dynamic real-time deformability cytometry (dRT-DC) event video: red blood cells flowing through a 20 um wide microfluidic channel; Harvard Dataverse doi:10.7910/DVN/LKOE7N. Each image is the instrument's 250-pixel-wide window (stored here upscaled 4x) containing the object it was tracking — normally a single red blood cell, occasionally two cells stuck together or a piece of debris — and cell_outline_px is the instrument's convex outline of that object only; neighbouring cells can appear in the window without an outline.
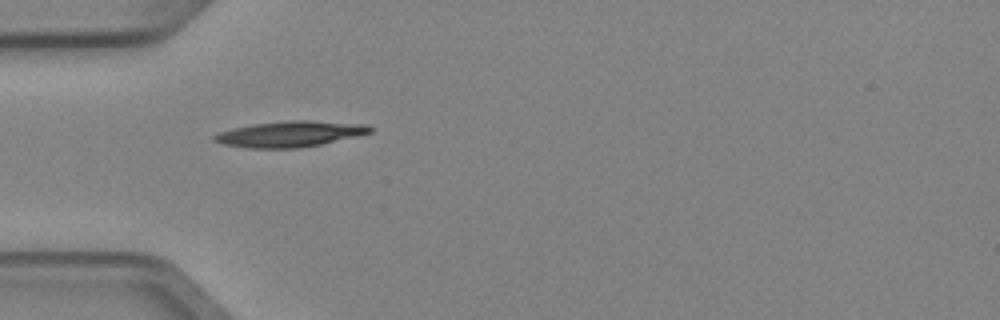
{"species": "Egyptian fruit bat (a non-hibernating species)", "species_latin": "Rousettus aegyptiacus", "temperature_condition": "cold", "stored_images_in_passage": 8, "camera_frame_rate_fps": 3000, "um_per_image_px": 0.085, "animal": {"sex": "female"}, "frame": {"image": 1, "passage_image": 6, "time_ms": 1.667, "image_size_px": [1000, 320], "cell_outline_px": [[372, 132], [356, 136], [320, 144], [300, 148], [248, 148], [224, 144], [212, 140], [212, 136], [220, 132], [232, 128], [252, 124], [292, 120], [308, 120], [368, 124], [372, 128]], "centroid_in_image_um": [24.64, 11.38], "position_along_channel_um": 60.4, "area_um2": 23.35}}
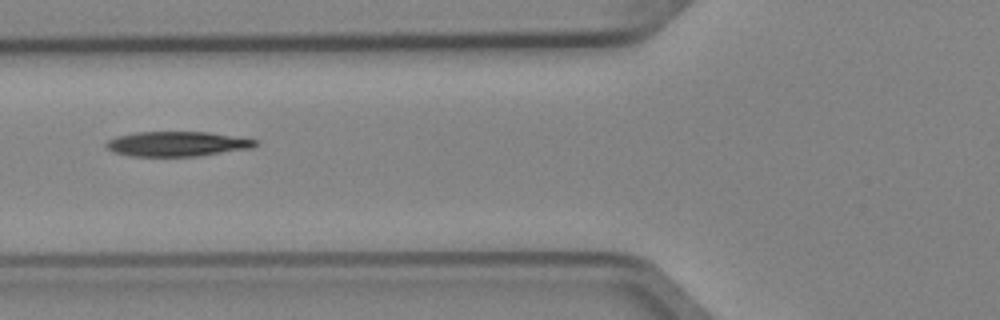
{"frame": {"image": 2, "passage_image": 7, "time_ms": 2.0, "image_size_px": [1000, 320], "cell_outline_px": [[260, 144], [252, 148], [196, 156], [132, 156], [116, 152], [108, 148], [104, 144], [108, 140], [116, 136], [136, 132], [208, 132], [256, 140]], "centroid_in_image_um": [15.05, 12.23], "position_along_channel_um": 110.7, "area_um2": 21.39}}
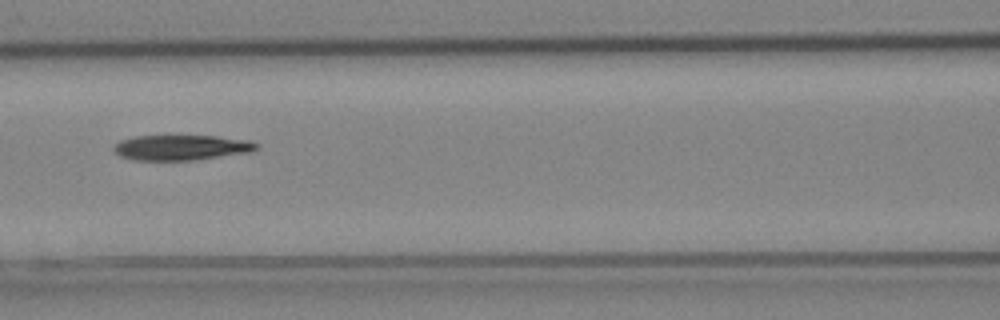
{"frame": {"image": 3, "passage_image": 8, "time_ms": 2.333, "image_size_px": [1000, 320], "cell_outline_px": [[256, 148], [248, 152], [196, 160], [136, 160], [120, 156], [112, 148], [120, 140], [136, 136], [216, 136], [248, 140], [256, 144]], "centroid_in_image_um": [15.36, 12.54], "position_along_channel_um": 151.2, "area_um2": 20.69}}